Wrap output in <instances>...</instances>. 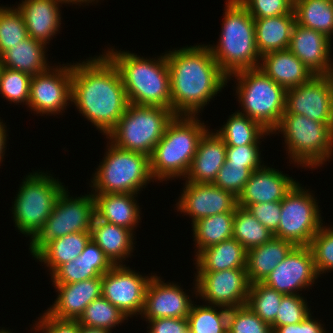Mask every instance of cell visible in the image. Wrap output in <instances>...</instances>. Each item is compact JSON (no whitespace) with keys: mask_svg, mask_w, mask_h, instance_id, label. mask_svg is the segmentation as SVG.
Returning a JSON list of instances; mask_svg holds the SVG:
<instances>
[{"mask_svg":"<svg viewBox=\"0 0 333 333\" xmlns=\"http://www.w3.org/2000/svg\"><path fill=\"white\" fill-rule=\"evenodd\" d=\"M83 115L106 135L116 126L129 104L117 67L103 53L72 64V97Z\"/></svg>","mask_w":333,"mask_h":333,"instance_id":"cell-1","label":"cell"},{"mask_svg":"<svg viewBox=\"0 0 333 333\" xmlns=\"http://www.w3.org/2000/svg\"><path fill=\"white\" fill-rule=\"evenodd\" d=\"M170 75L171 110L175 116H197L228 83L206 44L165 52ZM208 102V103H207Z\"/></svg>","mask_w":333,"mask_h":333,"instance_id":"cell-2","label":"cell"},{"mask_svg":"<svg viewBox=\"0 0 333 333\" xmlns=\"http://www.w3.org/2000/svg\"><path fill=\"white\" fill-rule=\"evenodd\" d=\"M104 54L117 67L130 104L171 109L170 75L165 53L157 59H147L129 51L108 48Z\"/></svg>","mask_w":333,"mask_h":333,"instance_id":"cell-3","label":"cell"},{"mask_svg":"<svg viewBox=\"0 0 333 333\" xmlns=\"http://www.w3.org/2000/svg\"><path fill=\"white\" fill-rule=\"evenodd\" d=\"M199 116H174L149 157L155 182L184 178L189 171L200 138L209 129Z\"/></svg>","mask_w":333,"mask_h":333,"instance_id":"cell-4","label":"cell"},{"mask_svg":"<svg viewBox=\"0 0 333 333\" xmlns=\"http://www.w3.org/2000/svg\"><path fill=\"white\" fill-rule=\"evenodd\" d=\"M219 42L207 45L221 70L230 75L258 68L260 54L256 47L254 19L238 0H226Z\"/></svg>","mask_w":333,"mask_h":333,"instance_id":"cell-5","label":"cell"},{"mask_svg":"<svg viewBox=\"0 0 333 333\" xmlns=\"http://www.w3.org/2000/svg\"><path fill=\"white\" fill-rule=\"evenodd\" d=\"M232 77L237 79L235 95L242 107L240 113L273 133L286 109V89L259 67L236 72L228 77V81Z\"/></svg>","mask_w":333,"mask_h":333,"instance_id":"cell-6","label":"cell"},{"mask_svg":"<svg viewBox=\"0 0 333 333\" xmlns=\"http://www.w3.org/2000/svg\"><path fill=\"white\" fill-rule=\"evenodd\" d=\"M283 134L289 161L313 170L333 156V129L322 122L286 110L272 134Z\"/></svg>","mask_w":333,"mask_h":333,"instance_id":"cell-7","label":"cell"},{"mask_svg":"<svg viewBox=\"0 0 333 333\" xmlns=\"http://www.w3.org/2000/svg\"><path fill=\"white\" fill-rule=\"evenodd\" d=\"M50 175L44 171L26 175L11 207L16 229L25 237L29 236L30 242L42 230L59 195L66 188Z\"/></svg>","mask_w":333,"mask_h":333,"instance_id":"cell-8","label":"cell"},{"mask_svg":"<svg viewBox=\"0 0 333 333\" xmlns=\"http://www.w3.org/2000/svg\"><path fill=\"white\" fill-rule=\"evenodd\" d=\"M107 148L108 151L106 150L105 156L92 174L89 186L92 187V194H138L142 188L145 189L147 183L154 180L148 156L119 149L109 141Z\"/></svg>","mask_w":333,"mask_h":333,"instance_id":"cell-9","label":"cell"},{"mask_svg":"<svg viewBox=\"0 0 333 333\" xmlns=\"http://www.w3.org/2000/svg\"><path fill=\"white\" fill-rule=\"evenodd\" d=\"M171 109L128 104L125 113L106 138L115 147L150 157L174 118Z\"/></svg>","mask_w":333,"mask_h":333,"instance_id":"cell-10","label":"cell"},{"mask_svg":"<svg viewBox=\"0 0 333 333\" xmlns=\"http://www.w3.org/2000/svg\"><path fill=\"white\" fill-rule=\"evenodd\" d=\"M68 188L59 195L54 210L42 230L30 242L29 250L34 257L48 242L76 232H91L95 217V201L92 192L69 197Z\"/></svg>","mask_w":333,"mask_h":333,"instance_id":"cell-11","label":"cell"},{"mask_svg":"<svg viewBox=\"0 0 333 333\" xmlns=\"http://www.w3.org/2000/svg\"><path fill=\"white\" fill-rule=\"evenodd\" d=\"M301 185L297 182L281 200L280 223L273 234L295 246H309L323 220L315 196Z\"/></svg>","mask_w":333,"mask_h":333,"instance_id":"cell-12","label":"cell"},{"mask_svg":"<svg viewBox=\"0 0 333 333\" xmlns=\"http://www.w3.org/2000/svg\"><path fill=\"white\" fill-rule=\"evenodd\" d=\"M62 65L31 77L28 107L35 114L59 115L71 103L72 63Z\"/></svg>","mask_w":333,"mask_h":333,"instance_id":"cell-13","label":"cell"},{"mask_svg":"<svg viewBox=\"0 0 333 333\" xmlns=\"http://www.w3.org/2000/svg\"><path fill=\"white\" fill-rule=\"evenodd\" d=\"M193 282L195 297L208 301L210 305L229 309L247 303L250 283L246 269L197 272Z\"/></svg>","mask_w":333,"mask_h":333,"instance_id":"cell-14","label":"cell"},{"mask_svg":"<svg viewBox=\"0 0 333 333\" xmlns=\"http://www.w3.org/2000/svg\"><path fill=\"white\" fill-rule=\"evenodd\" d=\"M151 276L141 275L123 265H114L102 275V296L127 318L140 315Z\"/></svg>","mask_w":333,"mask_h":333,"instance_id":"cell-15","label":"cell"},{"mask_svg":"<svg viewBox=\"0 0 333 333\" xmlns=\"http://www.w3.org/2000/svg\"><path fill=\"white\" fill-rule=\"evenodd\" d=\"M318 277L309 246H295L262 283L284 295H297Z\"/></svg>","mask_w":333,"mask_h":333,"instance_id":"cell-16","label":"cell"},{"mask_svg":"<svg viewBox=\"0 0 333 333\" xmlns=\"http://www.w3.org/2000/svg\"><path fill=\"white\" fill-rule=\"evenodd\" d=\"M289 114L303 115L333 129L331 89L324 75H315L307 83L286 90Z\"/></svg>","mask_w":333,"mask_h":333,"instance_id":"cell-17","label":"cell"},{"mask_svg":"<svg viewBox=\"0 0 333 333\" xmlns=\"http://www.w3.org/2000/svg\"><path fill=\"white\" fill-rule=\"evenodd\" d=\"M181 196L175 204L177 211L189 215L192 223L201 218L235 212L237 197L231 192L216 187L213 183L198 184L186 182Z\"/></svg>","mask_w":333,"mask_h":333,"instance_id":"cell-18","label":"cell"},{"mask_svg":"<svg viewBox=\"0 0 333 333\" xmlns=\"http://www.w3.org/2000/svg\"><path fill=\"white\" fill-rule=\"evenodd\" d=\"M183 290L174 282L164 283L154 274L146 289L141 317L146 321L164 317L187 318L194 301Z\"/></svg>","mask_w":333,"mask_h":333,"instance_id":"cell-19","label":"cell"},{"mask_svg":"<svg viewBox=\"0 0 333 333\" xmlns=\"http://www.w3.org/2000/svg\"><path fill=\"white\" fill-rule=\"evenodd\" d=\"M331 40L321 32L295 23L288 50L314 75H326L333 69Z\"/></svg>","mask_w":333,"mask_h":333,"instance_id":"cell-20","label":"cell"},{"mask_svg":"<svg viewBox=\"0 0 333 333\" xmlns=\"http://www.w3.org/2000/svg\"><path fill=\"white\" fill-rule=\"evenodd\" d=\"M58 296L45 312L59 320H78L85 308L102 296V276L68 284H54Z\"/></svg>","mask_w":333,"mask_h":333,"instance_id":"cell-21","label":"cell"},{"mask_svg":"<svg viewBox=\"0 0 333 333\" xmlns=\"http://www.w3.org/2000/svg\"><path fill=\"white\" fill-rule=\"evenodd\" d=\"M296 183L288 174L263 165L251 174L237 198V206L246 208L251 204L281 201Z\"/></svg>","mask_w":333,"mask_h":333,"instance_id":"cell-22","label":"cell"},{"mask_svg":"<svg viewBox=\"0 0 333 333\" xmlns=\"http://www.w3.org/2000/svg\"><path fill=\"white\" fill-rule=\"evenodd\" d=\"M16 8L23 16L28 36L49 45L60 30V0H22ZM61 4V5H60Z\"/></svg>","mask_w":333,"mask_h":333,"instance_id":"cell-23","label":"cell"},{"mask_svg":"<svg viewBox=\"0 0 333 333\" xmlns=\"http://www.w3.org/2000/svg\"><path fill=\"white\" fill-rule=\"evenodd\" d=\"M225 160L226 144L215 132L208 129L198 142L185 181L198 184L213 183Z\"/></svg>","mask_w":333,"mask_h":333,"instance_id":"cell-24","label":"cell"},{"mask_svg":"<svg viewBox=\"0 0 333 333\" xmlns=\"http://www.w3.org/2000/svg\"><path fill=\"white\" fill-rule=\"evenodd\" d=\"M114 265L98 245L90 240L79 257L59 266L50 276L53 284H68L100 277Z\"/></svg>","mask_w":333,"mask_h":333,"instance_id":"cell-25","label":"cell"},{"mask_svg":"<svg viewBox=\"0 0 333 333\" xmlns=\"http://www.w3.org/2000/svg\"><path fill=\"white\" fill-rule=\"evenodd\" d=\"M260 61L259 68L286 90L307 83L315 76L288 49L264 54Z\"/></svg>","mask_w":333,"mask_h":333,"instance_id":"cell-26","label":"cell"},{"mask_svg":"<svg viewBox=\"0 0 333 333\" xmlns=\"http://www.w3.org/2000/svg\"><path fill=\"white\" fill-rule=\"evenodd\" d=\"M95 216L102 221L125 227L132 232L141 220L135 193L93 194Z\"/></svg>","mask_w":333,"mask_h":333,"instance_id":"cell-27","label":"cell"},{"mask_svg":"<svg viewBox=\"0 0 333 333\" xmlns=\"http://www.w3.org/2000/svg\"><path fill=\"white\" fill-rule=\"evenodd\" d=\"M133 232L125 227L99 220L96 216L91 226V240L104 252L113 265H123L134 250Z\"/></svg>","mask_w":333,"mask_h":333,"instance_id":"cell-28","label":"cell"},{"mask_svg":"<svg viewBox=\"0 0 333 333\" xmlns=\"http://www.w3.org/2000/svg\"><path fill=\"white\" fill-rule=\"evenodd\" d=\"M295 247L292 242L273 237L247 251L246 273L250 284L263 282Z\"/></svg>","mask_w":333,"mask_h":333,"instance_id":"cell-29","label":"cell"},{"mask_svg":"<svg viewBox=\"0 0 333 333\" xmlns=\"http://www.w3.org/2000/svg\"><path fill=\"white\" fill-rule=\"evenodd\" d=\"M247 250L234 238L202 249L195 255L197 272L246 269Z\"/></svg>","mask_w":333,"mask_h":333,"instance_id":"cell-30","label":"cell"},{"mask_svg":"<svg viewBox=\"0 0 333 333\" xmlns=\"http://www.w3.org/2000/svg\"><path fill=\"white\" fill-rule=\"evenodd\" d=\"M46 48L44 42L28 37L4 51L0 55L1 64L34 76L51 67L47 62Z\"/></svg>","mask_w":333,"mask_h":333,"instance_id":"cell-31","label":"cell"},{"mask_svg":"<svg viewBox=\"0 0 333 333\" xmlns=\"http://www.w3.org/2000/svg\"><path fill=\"white\" fill-rule=\"evenodd\" d=\"M295 23V14L254 19L256 47L260 56L287 50Z\"/></svg>","mask_w":333,"mask_h":333,"instance_id":"cell-32","label":"cell"},{"mask_svg":"<svg viewBox=\"0 0 333 333\" xmlns=\"http://www.w3.org/2000/svg\"><path fill=\"white\" fill-rule=\"evenodd\" d=\"M91 240V232H76L48 242L34 259L46 264L52 274L59 266L79 257Z\"/></svg>","mask_w":333,"mask_h":333,"instance_id":"cell-33","label":"cell"},{"mask_svg":"<svg viewBox=\"0 0 333 333\" xmlns=\"http://www.w3.org/2000/svg\"><path fill=\"white\" fill-rule=\"evenodd\" d=\"M226 146L261 145V139L272 135L261 124L248 116L241 114L240 110L231 114L219 130L215 132Z\"/></svg>","mask_w":333,"mask_h":333,"instance_id":"cell-34","label":"cell"},{"mask_svg":"<svg viewBox=\"0 0 333 333\" xmlns=\"http://www.w3.org/2000/svg\"><path fill=\"white\" fill-rule=\"evenodd\" d=\"M235 212H225L199 219L192 224L196 255L204 248L233 237Z\"/></svg>","mask_w":333,"mask_h":333,"instance_id":"cell-35","label":"cell"},{"mask_svg":"<svg viewBox=\"0 0 333 333\" xmlns=\"http://www.w3.org/2000/svg\"><path fill=\"white\" fill-rule=\"evenodd\" d=\"M293 10L297 24L321 32L332 39L333 1L294 0Z\"/></svg>","mask_w":333,"mask_h":333,"instance_id":"cell-36","label":"cell"},{"mask_svg":"<svg viewBox=\"0 0 333 333\" xmlns=\"http://www.w3.org/2000/svg\"><path fill=\"white\" fill-rule=\"evenodd\" d=\"M274 237L246 208L237 206L233 220V237L247 251L260 246Z\"/></svg>","mask_w":333,"mask_h":333,"instance_id":"cell-37","label":"cell"},{"mask_svg":"<svg viewBox=\"0 0 333 333\" xmlns=\"http://www.w3.org/2000/svg\"><path fill=\"white\" fill-rule=\"evenodd\" d=\"M187 319L189 333H227L228 308L194 303Z\"/></svg>","mask_w":333,"mask_h":333,"instance_id":"cell-38","label":"cell"},{"mask_svg":"<svg viewBox=\"0 0 333 333\" xmlns=\"http://www.w3.org/2000/svg\"><path fill=\"white\" fill-rule=\"evenodd\" d=\"M128 318L103 296L92 301L79 317L80 326L102 328L111 331L113 327L121 325Z\"/></svg>","mask_w":333,"mask_h":333,"instance_id":"cell-39","label":"cell"},{"mask_svg":"<svg viewBox=\"0 0 333 333\" xmlns=\"http://www.w3.org/2000/svg\"><path fill=\"white\" fill-rule=\"evenodd\" d=\"M283 293L262 282L250 284L246 305L263 321L271 325L275 321Z\"/></svg>","mask_w":333,"mask_h":333,"instance_id":"cell-40","label":"cell"},{"mask_svg":"<svg viewBox=\"0 0 333 333\" xmlns=\"http://www.w3.org/2000/svg\"><path fill=\"white\" fill-rule=\"evenodd\" d=\"M28 37L20 11L11 5L10 7L0 6V55Z\"/></svg>","mask_w":333,"mask_h":333,"instance_id":"cell-41","label":"cell"},{"mask_svg":"<svg viewBox=\"0 0 333 333\" xmlns=\"http://www.w3.org/2000/svg\"><path fill=\"white\" fill-rule=\"evenodd\" d=\"M31 75L3 67L0 76V94L10 103L28 106Z\"/></svg>","mask_w":333,"mask_h":333,"instance_id":"cell-42","label":"cell"},{"mask_svg":"<svg viewBox=\"0 0 333 333\" xmlns=\"http://www.w3.org/2000/svg\"><path fill=\"white\" fill-rule=\"evenodd\" d=\"M227 333H273L271 326L242 305L228 309Z\"/></svg>","mask_w":333,"mask_h":333,"instance_id":"cell-43","label":"cell"},{"mask_svg":"<svg viewBox=\"0 0 333 333\" xmlns=\"http://www.w3.org/2000/svg\"><path fill=\"white\" fill-rule=\"evenodd\" d=\"M309 248L318 275L333 271V226H321L312 238Z\"/></svg>","mask_w":333,"mask_h":333,"instance_id":"cell-44","label":"cell"},{"mask_svg":"<svg viewBox=\"0 0 333 333\" xmlns=\"http://www.w3.org/2000/svg\"><path fill=\"white\" fill-rule=\"evenodd\" d=\"M301 295L302 293L283 295L275 321L270 325L272 331L283 325L301 323L311 314L307 299L305 301Z\"/></svg>","mask_w":333,"mask_h":333,"instance_id":"cell-45","label":"cell"},{"mask_svg":"<svg viewBox=\"0 0 333 333\" xmlns=\"http://www.w3.org/2000/svg\"><path fill=\"white\" fill-rule=\"evenodd\" d=\"M253 169L237 164H224L218 171L213 184L223 190L231 192L235 197L242 193Z\"/></svg>","mask_w":333,"mask_h":333,"instance_id":"cell-46","label":"cell"},{"mask_svg":"<svg viewBox=\"0 0 333 333\" xmlns=\"http://www.w3.org/2000/svg\"><path fill=\"white\" fill-rule=\"evenodd\" d=\"M253 19L294 13V0H238Z\"/></svg>","mask_w":333,"mask_h":333,"instance_id":"cell-47","label":"cell"},{"mask_svg":"<svg viewBox=\"0 0 333 333\" xmlns=\"http://www.w3.org/2000/svg\"><path fill=\"white\" fill-rule=\"evenodd\" d=\"M259 149V145L226 146L225 164L248 166L255 171L264 165Z\"/></svg>","mask_w":333,"mask_h":333,"instance_id":"cell-48","label":"cell"},{"mask_svg":"<svg viewBox=\"0 0 333 333\" xmlns=\"http://www.w3.org/2000/svg\"><path fill=\"white\" fill-rule=\"evenodd\" d=\"M246 209L272 233L278 229L281 218V201L251 204Z\"/></svg>","mask_w":333,"mask_h":333,"instance_id":"cell-49","label":"cell"},{"mask_svg":"<svg viewBox=\"0 0 333 333\" xmlns=\"http://www.w3.org/2000/svg\"><path fill=\"white\" fill-rule=\"evenodd\" d=\"M35 325L32 327L41 333H80V325L77 320H59L49 316L46 312L40 315Z\"/></svg>","mask_w":333,"mask_h":333,"instance_id":"cell-50","label":"cell"},{"mask_svg":"<svg viewBox=\"0 0 333 333\" xmlns=\"http://www.w3.org/2000/svg\"><path fill=\"white\" fill-rule=\"evenodd\" d=\"M149 323L148 333H189L187 318H157L146 321Z\"/></svg>","mask_w":333,"mask_h":333,"instance_id":"cell-51","label":"cell"},{"mask_svg":"<svg viewBox=\"0 0 333 333\" xmlns=\"http://www.w3.org/2000/svg\"><path fill=\"white\" fill-rule=\"evenodd\" d=\"M309 314L301 323L277 327L273 333H326V329L318 320Z\"/></svg>","mask_w":333,"mask_h":333,"instance_id":"cell-52","label":"cell"},{"mask_svg":"<svg viewBox=\"0 0 333 333\" xmlns=\"http://www.w3.org/2000/svg\"><path fill=\"white\" fill-rule=\"evenodd\" d=\"M6 125L3 123V120L1 121L0 119V163L3 161L2 159H4V154H5V148H6V142H7V129H6Z\"/></svg>","mask_w":333,"mask_h":333,"instance_id":"cell-53","label":"cell"},{"mask_svg":"<svg viewBox=\"0 0 333 333\" xmlns=\"http://www.w3.org/2000/svg\"><path fill=\"white\" fill-rule=\"evenodd\" d=\"M80 333H111V331L102 328L80 326Z\"/></svg>","mask_w":333,"mask_h":333,"instance_id":"cell-54","label":"cell"},{"mask_svg":"<svg viewBox=\"0 0 333 333\" xmlns=\"http://www.w3.org/2000/svg\"><path fill=\"white\" fill-rule=\"evenodd\" d=\"M60 1L65 3V5L72 3V5L73 4H77V5L79 4V6L82 5V4H85V3L89 5V3H92L94 1L98 2V0H60Z\"/></svg>","mask_w":333,"mask_h":333,"instance_id":"cell-55","label":"cell"},{"mask_svg":"<svg viewBox=\"0 0 333 333\" xmlns=\"http://www.w3.org/2000/svg\"><path fill=\"white\" fill-rule=\"evenodd\" d=\"M329 82V86L331 89V99H332V112H333V69L330 70L326 75H324Z\"/></svg>","mask_w":333,"mask_h":333,"instance_id":"cell-56","label":"cell"},{"mask_svg":"<svg viewBox=\"0 0 333 333\" xmlns=\"http://www.w3.org/2000/svg\"><path fill=\"white\" fill-rule=\"evenodd\" d=\"M0 333H12L10 330H6V329H1L0 330Z\"/></svg>","mask_w":333,"mask_h":333,"instance_id":"cell-57","label":"cell"},{"mask_svg":"<svg viewBox=\"0 0 333 333\" xmlns=\"http://www.w3.org/2000/svg\"><path fill=\"white\" fill-rule=\"evenodd\" d=\"M3 67L4 66L1 64V60H0V76H1V72H2Z\"/></svg>","mask_w":333,"mask_h":333,"instance_id":"cell-58","label":"cell"}]
</instances>
